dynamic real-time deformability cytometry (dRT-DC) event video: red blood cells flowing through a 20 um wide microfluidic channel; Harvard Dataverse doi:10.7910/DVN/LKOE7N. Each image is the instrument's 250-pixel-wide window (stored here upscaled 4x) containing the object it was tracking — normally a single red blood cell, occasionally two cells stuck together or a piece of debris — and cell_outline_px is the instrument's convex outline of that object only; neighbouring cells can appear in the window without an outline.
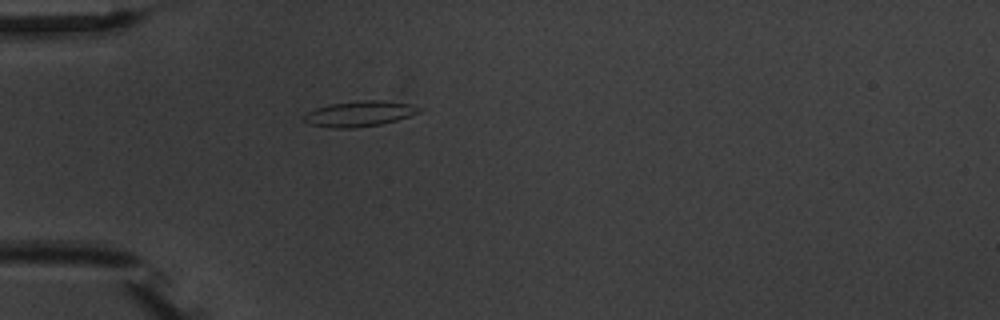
{"species": "common noctule bat (a hibernating species)", "species_latin": "Nyctalus noctula", "temperature_condition": "warm", "stored_images_in_passage": 1, "camera_frame_rate_fps": 3000, "um_per_image_px": 0.085, "animal": {"sex": "male", "body_mass_g": 20.1, "forearm_length_mm": 53.5}, "frame": {"image": 1, "passage_image": 1, "time_ms": 0.0, "image_size_px": [1000, 320], "cell_outline_px": [[424, 108], [420, 112], [396, 120], [380, 124], [356, 128], [332, 128], [308, 124], [304, 120], [304, 116], [308, 112], [316, 108], [328, 104], [360, 100], [380, 100], [408, 104]], "centroid_in_image_um": [30.54, 9.67], "position_along_channel_um": 54.5, "area_um2": 17.05}}